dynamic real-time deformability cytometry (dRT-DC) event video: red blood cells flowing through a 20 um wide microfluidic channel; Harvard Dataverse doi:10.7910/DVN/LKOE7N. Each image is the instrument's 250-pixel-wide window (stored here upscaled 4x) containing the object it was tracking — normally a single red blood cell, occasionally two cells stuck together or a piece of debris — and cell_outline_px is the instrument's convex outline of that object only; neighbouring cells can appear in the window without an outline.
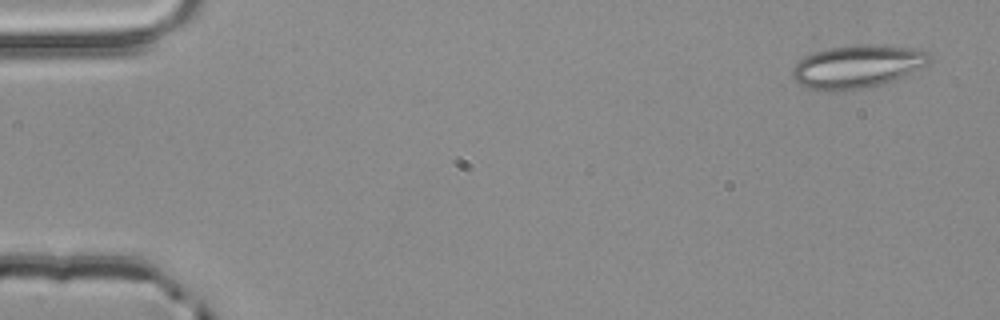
{"species": "common noctule bat (a hibernating species)", "species_latin": "Nyctalus noctula", "temperature_condition": "room temperature", "stored_images_in_passage": 5, "camera_frame_rate_fps": 3000, "um_per_image_px": 0.085, "animal": {"sex": "male", "body_mass_g": 20.4}, "frame": {"image": 1, "passage_image": 1, "time_ms": 0.0, "image_size_px": [1000, 320], "cell_outline_px": [[932, 60], [928, 64], [912, 76], [884, 84], [868, 88], [832, 92], [828, 92], [804, 88], [792, 76], [792, 68], [804, 56], [828, 48], [860, 44], [868, 44], [920, 48], [928, 52], [932, 56]], "centroid_in_image_um": [72.97, 5.68], "position_along_channel_um": 12.0, "area_um2": 35.49}}